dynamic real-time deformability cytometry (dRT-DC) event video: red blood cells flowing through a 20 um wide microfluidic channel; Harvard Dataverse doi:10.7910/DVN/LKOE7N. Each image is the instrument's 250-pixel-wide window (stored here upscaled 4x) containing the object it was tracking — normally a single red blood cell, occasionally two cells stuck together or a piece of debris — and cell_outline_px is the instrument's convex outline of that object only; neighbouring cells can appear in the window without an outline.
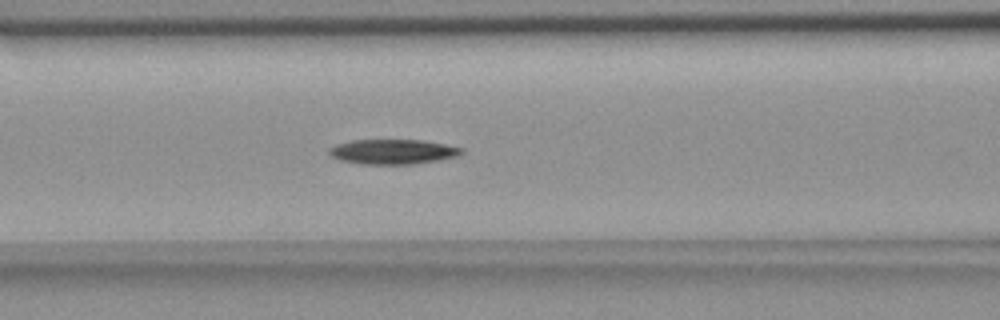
{"species": "common noctule bat (a hibernating species)", "species_latin": "Nyctalus noctula", "temperature_condition": "room temperature", "stored_images_in_passage": 54, "camera_frame_rate_fps": 3000, "um_per_image_px": 0.085, "animal": {"sex": "female", "body_mass_g": 18.4}, "frame": {"image": 1, "passage_image": 22, "time_ms": 7.0, "image_size_px": [1000, 320], "cell_outline_px": [[464, 152], [456, 156], [440, 160], [412, 164], [360, 164], [340, 160], [332, 156], [328, 152], [328, 148], [336, 144], [352, 140], [424, 140], [464, 148]], "centroid_in_image_um": [33.39, 12.89], "position_along_channel_um": 133.2, "area_um2": 19.25}}
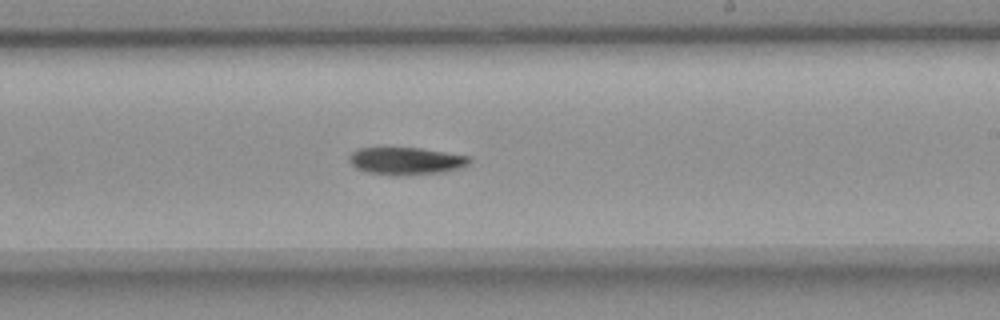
{"frame": {"image": 2, "passage_image": 32, "time_ms": 10.333, "image_size_px": [1000, 320], "cell_outline_px": [[472, 160], [468, 164], [460, 168], [444, 172], [400, 176], [392, 176], [368, 172], [356, 168], [348, 160], [348, 156], [356, 148], [420, 148], [468, 156]], "centroid_in_image_um": [34.49, 13.69], "position_along_channel_um": 254.5, "area_um2": 19.31}}
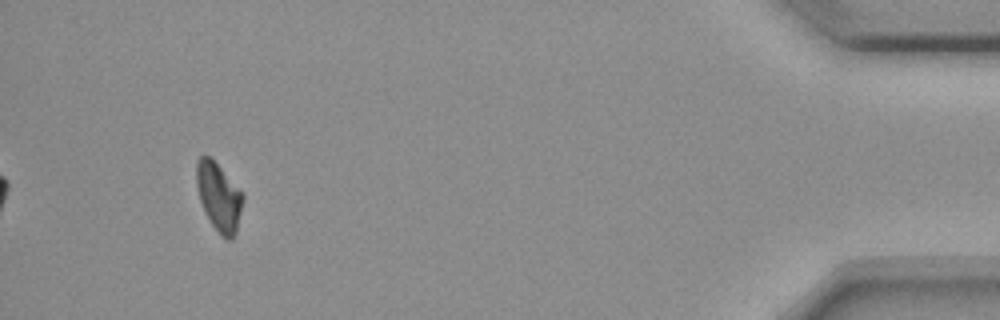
{"frame": {"image": 3, "passage_image": 51, "time_ms": 16.667, "image_size_px": [1000, 320], "cell_outline_px": [[244, 200], [236, 232], [232, 240], [228, 240], [220, 236], [204, 212], [200, 200], [196, 184], [196, 160], [200, 156], [208, 156], [220, 168], [244, 196]], "centroid_in_image_um": [18.59, 16.78], "position_along_channel_um": 416.6, "area_um2": 18.21}, "authors_computed_cell_mechanics": {"area_um2": 18.9584, "velocity_mm_per_s": 3.6494, "shape_relaxation_time_tau1_ms": 10.8722, "shape_relaxation_time_tau2_ms": null, "deformation_change_tau1": 0.2062, "deformation_change_tau2": null}}